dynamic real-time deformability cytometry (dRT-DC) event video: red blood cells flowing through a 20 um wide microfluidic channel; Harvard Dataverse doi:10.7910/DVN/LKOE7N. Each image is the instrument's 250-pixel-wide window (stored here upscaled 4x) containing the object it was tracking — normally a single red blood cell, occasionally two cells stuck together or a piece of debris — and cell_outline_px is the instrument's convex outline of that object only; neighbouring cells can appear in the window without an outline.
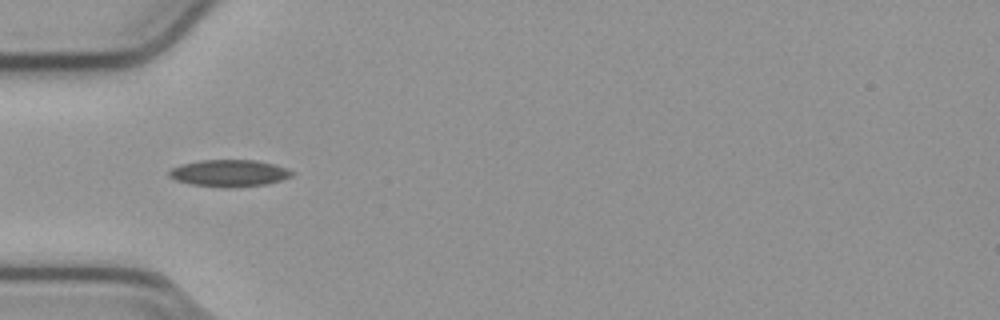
{"species": "common noctule bat (a hibernating species)", "species_latin": "Nyctalus noctula", "temperature_condition": "cold", "stored_images_in_passage": 25, "camera_frame_rate_fps": 3000, "um_per_image_px": 0.085, "animal": {"sex": "male", "body_mass_g": 23.1, "forearm_length_mm": 52.7}, "frame": {"image": 1, "passage_image": 6, "time_ms": 1.667, "image_size_px": [1000, 320], "cell_outline_px": [[292, 176], [268, 184], [232, 188], [220, 188], [192, 184], [176, 180], [168, 176], [168, 172], [172, 168], [184, 164], [200, 160], [256, 160], [272, 164], [284, 168], [292, 172]], "centroid_in_image_um": [19.46, 14.73], "position_along_channel_um": 65.5, "area_um2": 19.13}}
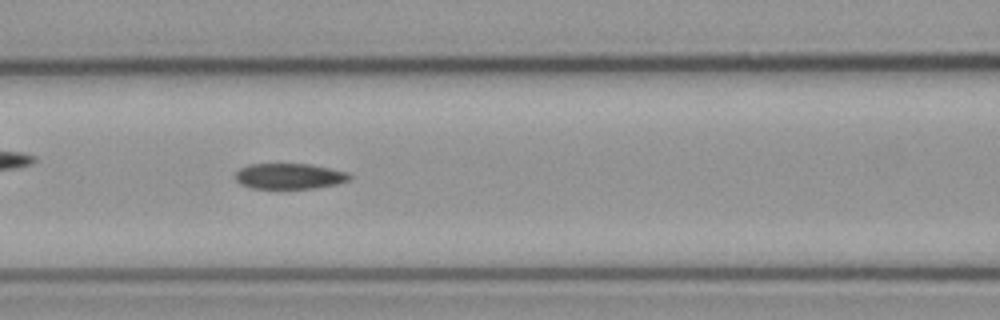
{"frame": {"image": 2, "passage_image": 12, "time_ms": 3.667, "image_size_px": [1000, 320], "cell_outline_px": [[352, 176], [348, 180], [336, 184], [316, 188], [252, 188], [240, 184], [236, 180], [236, 172], [240, 168], [248, 164], [308, 164], [348, 172]], "centroid_in_image_um": [24.58, 14.97], "position_along_channel_um": 142.0, "area_um2": 16.94}}
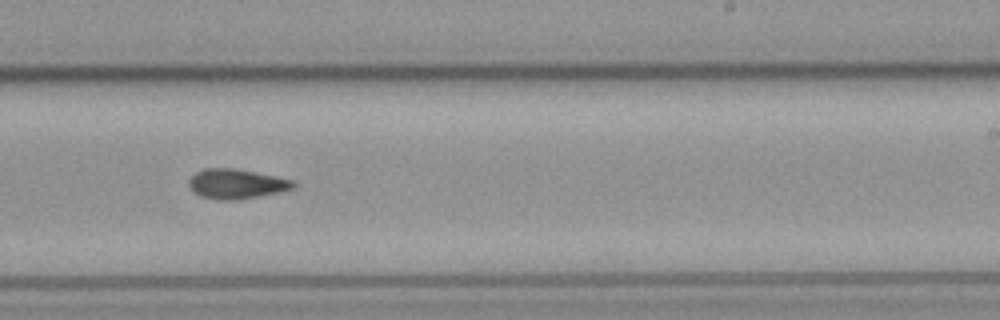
{"frame": {"image": 3, "passage_image": 22, "time_ms": 7.0, "image_size_px": [1000, 320], "cell_outline_px": [[296, 184], [292, 188], [260, 196], [236, 200], [216, 200], [200, 196], [192, 192], [188, 184], [188, 180], [196, 172], [204, 168], [232, 168], [296, 180]], "centroid_in_image_um": [20.04, 15.63], "position_along_channel_um": 269.0, "area_um2": 18.09}}